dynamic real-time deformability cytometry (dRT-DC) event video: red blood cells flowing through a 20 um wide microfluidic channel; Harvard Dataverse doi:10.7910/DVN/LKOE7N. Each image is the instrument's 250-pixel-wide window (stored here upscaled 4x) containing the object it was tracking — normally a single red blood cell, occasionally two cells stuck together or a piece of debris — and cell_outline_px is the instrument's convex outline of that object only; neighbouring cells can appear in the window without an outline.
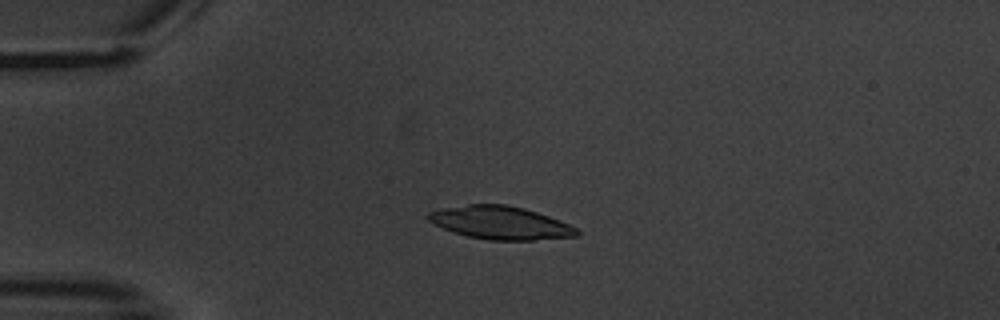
{"species": "common noctule bat (a hibernating species)", "species_latin": "Nyctalus noctula", "temperature_condition": "warm", "stored_images_in_passage": 7, "camera_frame_rate_fps": 3000, "um_per_image_px": 0.085, "animal": {"sex": "male", "body_mass_g": 20.1, "forearm_length_mm": 53.5}, "frame": {"image": 1, "passage_image": 5, "time_ms": 5.0, "image_size_px": [1000, 320], "cell_outline_px": [[580, 236], [532, 240], [488, 240], [468, 236], [452, 232], [428, 220], [428, 212], [444, 208], [468, 204], [508, 204], [524, 208], [560, 220], [576, 228], [580, 232]], "centroid_in_image_um": [42.56, 18.93], "position_along_channel_um": 42.4, "area_um2": 28.5}}